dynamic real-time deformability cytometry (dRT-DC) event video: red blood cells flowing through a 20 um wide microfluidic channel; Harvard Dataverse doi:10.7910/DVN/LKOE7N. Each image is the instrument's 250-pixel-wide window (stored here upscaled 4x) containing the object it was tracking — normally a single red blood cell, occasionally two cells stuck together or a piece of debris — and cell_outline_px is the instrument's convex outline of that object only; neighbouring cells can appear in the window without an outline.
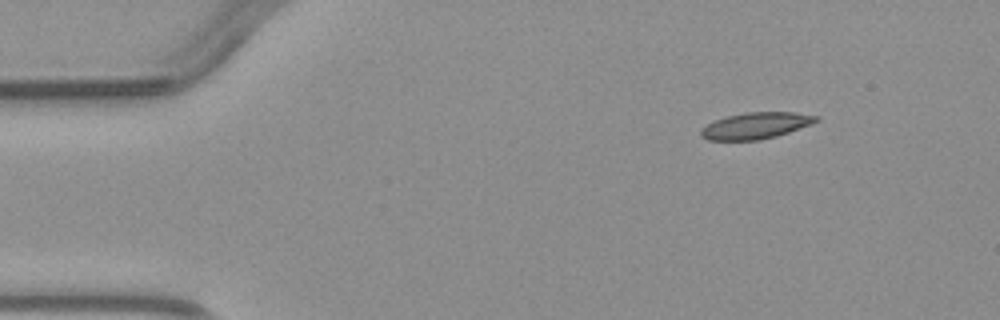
{"species": "common noctule bat (a hibernating species)", "species_latin": "Nyctalus noctula", "temperature_condition": "warm", "stored_images_in_passage": 5, "segment_of_instrument_passage": [2, 2], "camera_frame_rate_fps": 3000, "um_per_image_px": 0.085, "animal": {"sex": "male", "body_mass_g": 23.1, "forearm_length_mm": 52.7}, "frame": {"image": 1, "passage_image": 5, "time_ms": 4.667, "image_size_px": [1000, 320], "cell_outline_px": [[820, 120], [788, 132], [776, 136], [756, 140], [708, 140], [700, 136], [700, 128], [724, 116], [744, 112], [796, 112], [820, 116]], "centroid_in_image_um": [64.22, 10.66], "position_along_channel_um": 20.8, "area_um2": 17.74}}